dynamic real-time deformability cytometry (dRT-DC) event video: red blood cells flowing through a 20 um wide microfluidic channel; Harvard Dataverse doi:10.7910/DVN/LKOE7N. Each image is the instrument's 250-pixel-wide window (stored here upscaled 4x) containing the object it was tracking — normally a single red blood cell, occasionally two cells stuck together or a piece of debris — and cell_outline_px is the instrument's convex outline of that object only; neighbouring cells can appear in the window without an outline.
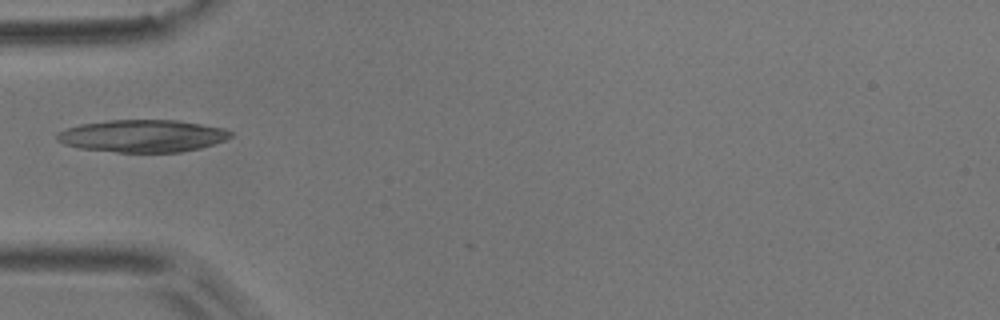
{"species": "common noctule bat (a hibernating species)", "species_latin": "Nyctalus noctula", "temperature_condition": "room temperature", "stored_images_in_passage": 3, "camera_frame_rate_fps": 3000, "um_per_image_px": 0.085, "animal": {"sex": "male", "body_mass_g": 17.9}, "frame": {"image": 1, "passage_image": 2, "time_ms": 0.333, "image_size_px": [1000, 320], "cell_outline_px": [[232, 136], [224, 140], [200, 148], [180, 152], [116, 152], [80, 148], [64, 144], [56, 140], [56, 132], [80, 124], [108, 120], [176, 120], [224, 128], [232, 132]], "centroid_in_image_um": [12.08, 11.55], "position_along_channel_um": 72.9, "area_um2": 32.66}}
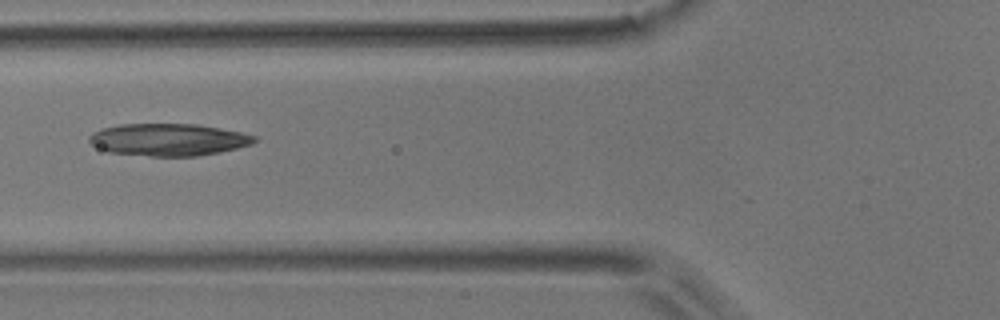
{"frame": {"image": 2, "passage_image": 3, "time_ms": 0.667, "image_size_px": [1000, 320], "cell_outline_px": [[256, 140], [252, 144], [220, 152], [196, 156], [152, 156], [108, 152], [92, 144], [88, 140], [88, 136], [92, 132], [100, 128], [120, 124], [196, 124], [240, 132], [256, 136]], "centroid_in_image_um": [14.28, 11.87], "position_along_channel_um": 111.5, "area_um2": 30.92}}